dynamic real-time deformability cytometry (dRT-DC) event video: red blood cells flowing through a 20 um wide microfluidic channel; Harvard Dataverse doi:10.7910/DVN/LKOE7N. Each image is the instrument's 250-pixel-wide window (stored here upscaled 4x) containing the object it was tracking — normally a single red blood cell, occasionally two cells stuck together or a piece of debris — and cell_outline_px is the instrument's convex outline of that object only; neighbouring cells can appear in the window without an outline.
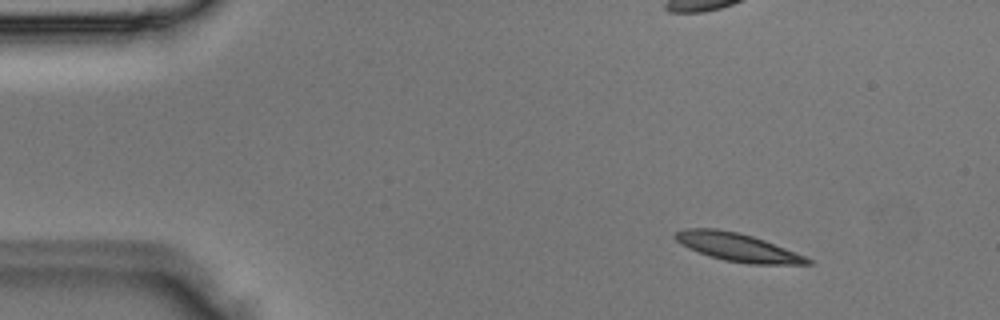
{"species": "Egyptian fruit bat (a non-hibernating species)", "species_latin": "Rousettus aegyptiacus", "temperature_condition": "room temperature", "stored_images_in_passage": 2, "camera_frame_rate_fps": 3000, "um_per_image_px": 0.085, "animal": {"sex": "male"}, "frame": {"image": 1, "passage_image": 2, "time_ms": 0.333, "image_size_px": [1000, 320], "cell_outline_px": [[812, 264], [748, 264], [724, 260], [708, 256], [688, 248], [680, 244], [672, 236], [672, 232], [684, 228], [716, 228], [736, 232], [752, 236], [764, 240], [804, 256], [812, 260]], "centroid_in_image_um": [62.59, 21.0], "position_along_channel_um": 22.4, "area_um2": 21.68}}